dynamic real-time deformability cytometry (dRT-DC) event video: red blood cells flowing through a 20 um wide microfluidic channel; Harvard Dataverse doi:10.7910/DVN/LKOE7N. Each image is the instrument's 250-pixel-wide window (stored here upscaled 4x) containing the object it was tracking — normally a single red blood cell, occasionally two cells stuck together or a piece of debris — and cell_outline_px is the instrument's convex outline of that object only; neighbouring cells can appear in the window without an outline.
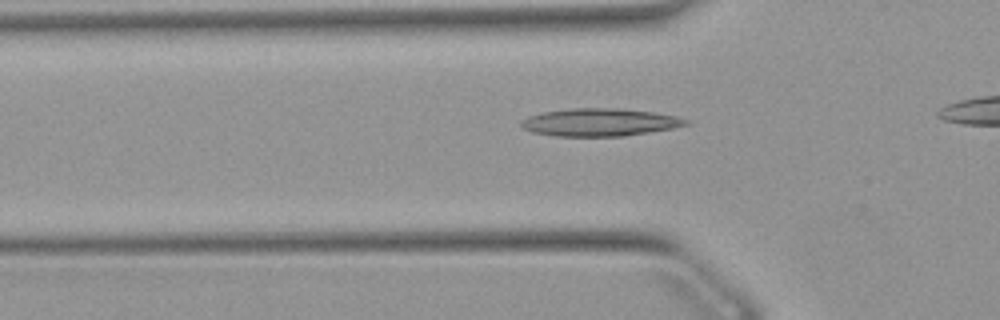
{"species": "Egyptian fruit bat (a non-hibernating species)", "species_latin": "Rousettus aegyptiacus", "temperature_condition": "warm", "stored_images_in_passage": 37, "camera_frame_rate_fps": 3000, "um_per_image_px": 0.085, "animal": {"sex": "female"}, "frame": {"image": 1, "passage_image": 12, "time_ms": 3.667, "image_size_px": [1000, 320], "cell_outline_px": [[692, 124], [672, 128], [624, 136], [556, 136], [532, 132], [524, 128], [520, 124], [520, 120], [528, 116], [544, 112], [568, 108], [620, 108], [656, 112], [676, 116], [688, 120]], "centroid_in_image_um": [50.99, 10.38], "position_along_channel_um": 74.8, "area_um2": 26.7}}
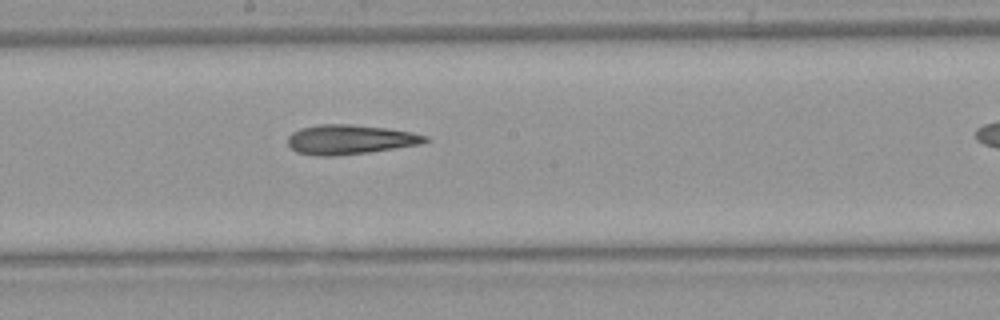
{"frame": {"image": 2, "passage_image": 23, "time_ms": 7.333, "image_size_px": [1000, 320], "cell_outline_px": [[432, 140], [424, 144], [368, 152], [336, 156], [316, 156], [296, 152], [288, 144], [288, 136], [292, 132], [300, 128], [316, 124], [352, 124], [388, 128], [412, 132], [428, 136]], "centroid_in_image_um": [29.78, 11.85], "position_along_channel_um": 218.4, "area_um2": 24.04}}
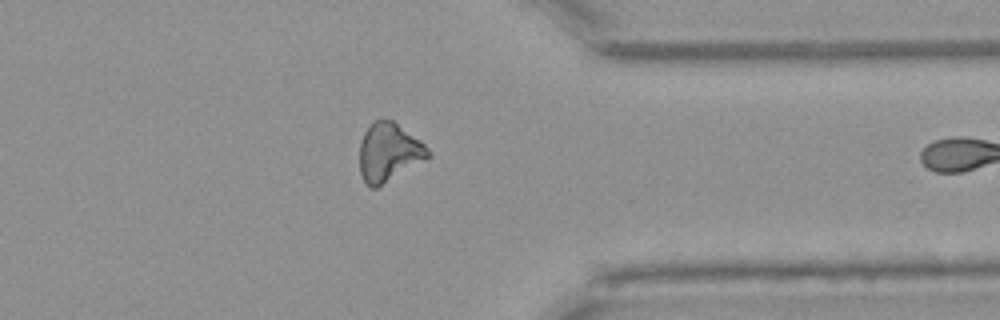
{"frame": {"image": 3, "passage_image": 36, "time_ms": 11.667, "image_size_px": [1000, 320], "cell_outline_px": [[432, 156], [376, 188], [372, 188], [364, 180], [360, 172], [360, 140], [364, 132], [372, 120], [392, 120], [420, 140], [432, 152]], "centroid_in_image_um": [33.05, 12.93], "position_along_channel_um": 378.3, "area_um2": 23.24}}